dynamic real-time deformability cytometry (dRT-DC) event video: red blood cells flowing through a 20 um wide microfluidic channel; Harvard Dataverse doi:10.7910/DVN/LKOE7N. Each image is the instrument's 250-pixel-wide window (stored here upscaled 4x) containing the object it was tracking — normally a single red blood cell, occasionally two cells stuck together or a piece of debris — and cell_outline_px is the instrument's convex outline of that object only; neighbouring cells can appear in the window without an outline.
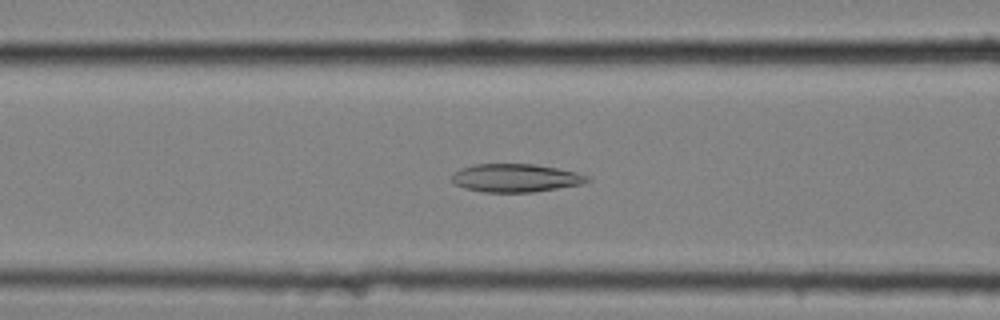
{"species": "common noctule bat (a hibernating species)", "species_latin": "Nyctalus noctula", "temperature_condition": "cold", "stored_images_in_passage": 55, "camera_frame_rate_fps": 3000, "um_per_image_px": 0.085, "animal": {"sex": "female", "body_mass_g": 25.1}, "frame": {"image": 1, "passage_image": 22, "time_ms": 7.0, "image_size_px": [1000, 320], "cell_outline_px": [[592, 180], [580, 184], [532, 192], [484, 192], [464, 188], [456, 184], [452, 180], [452, 172], [460, 168], [472, 164], [532, 164], [556, 168], [576, 172], [588, 176]], "centroid_in_image_um": [43.78, 15.12], "position_along_channel_um": 122.8, "area_um2": 22.14}}
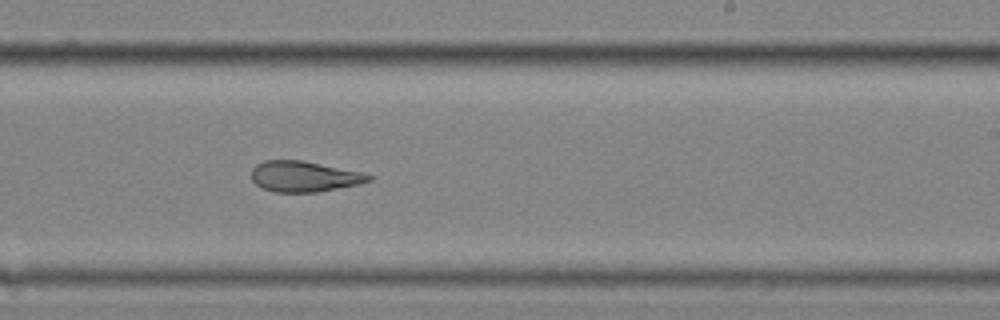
{"frame": {"image": 2, "passage_image": 34, "time_ms": 11.0, "image_size_px": [1000, 320], "cell_outline_px": [[376, 176], [372, 180], [360, 184], [316, 192], [276, 192], [264, 188], [256, 184], [252, 180], [252, 168], [256, 164], [264, 160], [300, 160], [360, 172]], "centroid_in_image_um": [25.86, 15.0], "position_along_channel_um": 263.1, "area_um2": 20.81}}
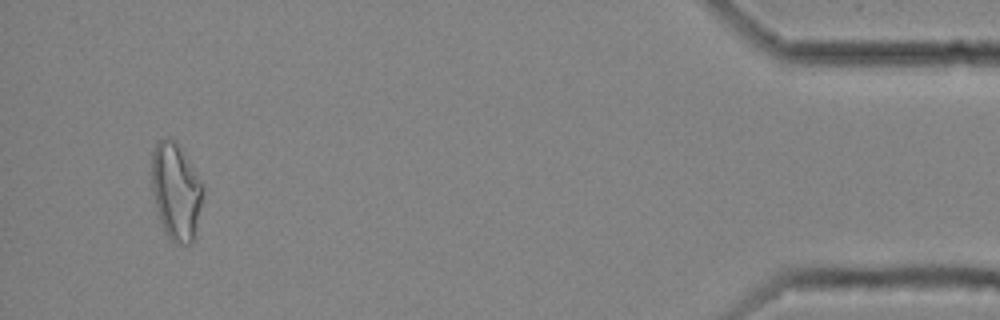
{"frame": {"image": 3, "passage_image": 53, "time_ms": 17.333, "image_size_px": [1000, 320], "cell_outline_px": [[204, 192], [192, 244], [180, 244], [172, 240], [164, 232], [156, 208], [152, 192], [152, 152], [156, 140], [164, 136], [176, 140], [192, 164], [204, 188]], "centroid_in_image_um": [14.94, 16.2], "position_along_channel_um": 420.3, "area_um2": 29.19}, "authors_computed_cell_mechanics": {"area_um2": 23.987, "velocity_mm_per_s": 3.5157, "shape_relaxation_time_tau1_ms": 7.5743, "shape_relaxation_time_tau2_ms": 3.3662, "deformation_change_tau1": 0.163, "deformation_change_tau2": 0.1149}}